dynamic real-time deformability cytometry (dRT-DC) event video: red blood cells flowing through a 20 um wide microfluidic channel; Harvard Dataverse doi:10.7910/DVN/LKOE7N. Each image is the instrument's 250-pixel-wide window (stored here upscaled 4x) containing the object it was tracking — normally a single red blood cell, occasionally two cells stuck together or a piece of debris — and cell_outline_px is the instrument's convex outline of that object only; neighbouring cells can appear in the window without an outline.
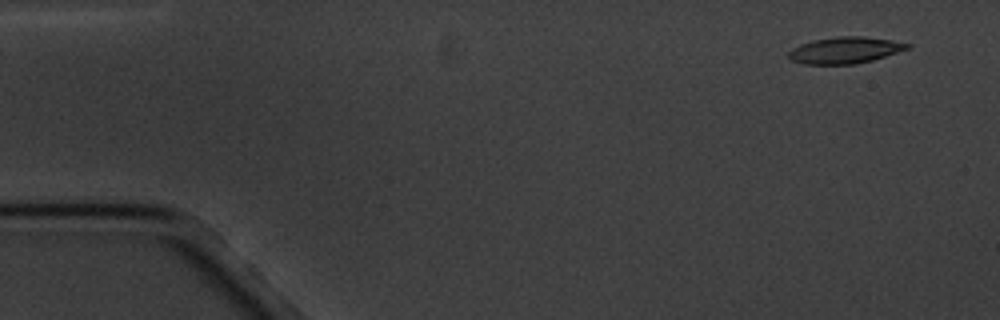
{"species": "common noctule bat (a hibernating species)", "species_latin": "Nyctalus noctula", "temperature_condition": "cold", "stored_images_in_passage": 9, "camera_frame_rate_fps": 3000, "um_per_image_px": 0.085, "animal": {"sex": "male", "body_mass_g": 20.1, "forearm_length_mm": 53.5}, "frame": {"image": 1, "passage_image": 2, "time_ms": 1.0, "image_size_px": [1000, 320], "cell_outline_px": [[908, 48], [872, 60], [856, 64], [804, 64], [792, 60], [788, 56], [788, 52], [792, 48], [800, 44], [812, 40], [836, 36], [864, 36], [888, 40], [908, 44]], "centroid_in_image_um": [71.73, 4.26], "position_along_channel_um": 13.3, "area_um2": 18.03}}
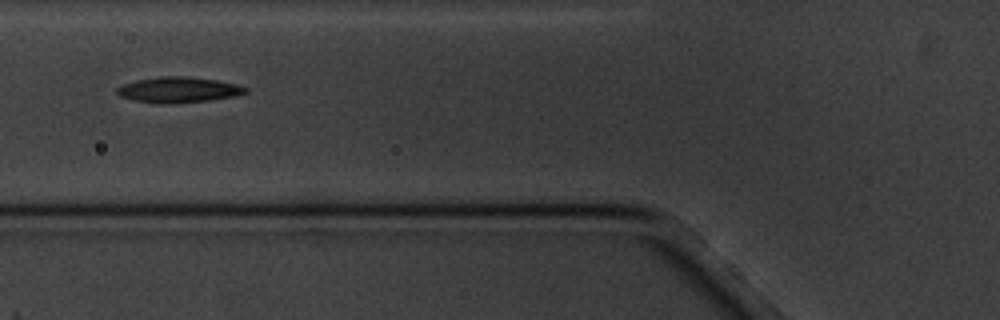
{"frame": {"image": 2, "passage_image": 7, "time_ms": 7.0, "image_size_px": [1000, 320], "cell_outline_px": [[248, 92], [232, 96], [208, 100], [172, 104], [160, 104], [132, 100], [120, 96], [116, 92], [116, 88], [120, 84], [136, 80], [160, 76], [188, 76], [216, 80], [236, 84], [248, 88]], "centroid_in_image_um": [15.1, 7.63], "position_along_channel_um": 110.7, "area_um2": 19.31}}
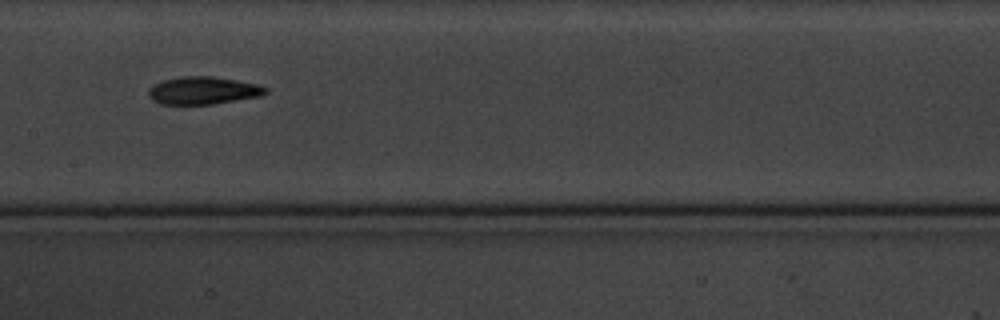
{"frame": {"image": 3, "passage_image": 9, "time_ms": 9.333, "image_size_px": [1000, 320], "cell_outline_px": [[268, 92], [260, 96], [212, 104], [160, 104], [152, 100], [148, 96], [148, 88], [152, 84], [164, 80], [180, 76], [212, 76], [260, 84], [268, 88]], "centroid_in_image_um": [17.25, 7.68], "position_along_channel_um": 190.2, "area_um2": 19.02}}